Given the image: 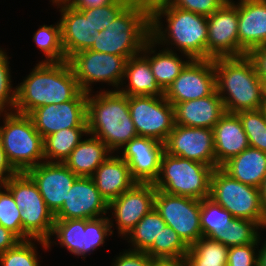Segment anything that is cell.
<instances>
[{
	"label": "cell",
	"instance_id": "ee69618b",
	"mask_svg": "<svg viewBox=\"0 0 266 266\" xmlns=\"http://www.w3.org/2000/svg\"><path fill=\"white\" fill-rule=\"evenodd\" d=\"M258 245L250 243L229 247L227 266H258Z\"/></svg>",
	"mask_w": 266,
	"mask_h": 266
},
{
	"label": "cell",
	"instance_id": "f5cc1de1",
	"mask_svg": "<svg viewBox=\"0 0 266 266\" xmlns=\"http://www.w3.org/2000/svg\"><path fill=\"white\" fill-rule=\"evenodd\" d=\"M152 266H188L185 257L181 259H154Z\"/></svg>",
	"mask_w": 266,
	"mask_h": 266
},
{
	"label": "cell",
	"instance_id": "8992f818",
	"mask_svg": "<svg viewBox=\"0 0 266 266\" xmlns=\"http://www.w3.org/2000/svg\"><path fill=\"white\" fill-rule=\"evenodd\" d=\"M1 116L0 141L12 167L22 173L44 162L43 137L31 118L16 112L0 113Z\"/></svg>",
	"mask_w": 266,
	"mask_h": 266
},
{
	"label": "cell",
	"instance_id": "2e32d148",
	"mask_svg": "<svg viewBox=\"0 0 266 266\" xmlns=\"http://www.w3.org/2000/svg\"><path fill=\"white\" fill-rule=\"evenodd\" d=\"M164 150L216 169L213 129L174 125L164 142Z\"/></svg>",
	"mask_w": 266,
	"mask_h": 266
},
{
	"label": "cell",
	"instance_id": "4316f807",
	"mask_svg": "<svg viewBox=\"0 0 266 266\" xmlns=\"http://www.w3.org/2000/svg\"><path fill=\"white\" fill-rule=\"evenodd\" d=\"M220 168L231 178L260 188L266 174V153L249 146Z\"/></svg>",
	"mask_w": 266,
	"mask_h": 266
},
{
	"label": "cell",
	"instance_id": "e575fe53",
	"mask_svg": "<svg viewBox=\"0 0 266 266\" xmlns=\"http://www.w3.org/2000/svg\"><path fill=\"white\" fill-rule=\"evenodd\" d=\"M33 41L38 49L43 52L45 59L39 62H63L68 61L62 46L61 26L58 21L52 25H42L34 33Z\"/></svg>",
	"mask_w": 266,
	"mask_h": 266
},
{
	"label": "cell",
	"instance_id": "8fae6325",
	"mask_svg": "<svg viewBox=\"0 0 266 266\" xmlns=\"http://www.w3.org/2000/svg\"><path fill=\"white\" fill-rule=\"evenodd\" d=\"M128 104L138 136L164 143L175 125L174 106L165 96H128Z\"/></svg>",
	"mask_w": 266,
	"mask_h": 266
},
{
	"label": "cell",
	"instance_id": "94428289",
	"mask_svg": "<svg viewBox=\"0 0 266 266\" xmlns=\"http://www.w3.org/2000/svg\"><path fill=\"white\" fill-rule=\"evenodd\" d=\"M264 228L266 229V220H265V223H264V226H263V229H264Z\"/></svg>",
	"mask_w": 266,
	"mask_h": 266
},
{
	"label": "cell",
	"instance_id": "ab89813d",
	"mask_svg": "<svg viewBox=\"0 0 266 266\" xmlns=\"http://www.w3.org/2000/svg\"><path fill=\"white\" fill-rule=\"evenodd\" d=\"M0 225L14 233L21 241L30 240L23 232L20 209L5 186L0 190Z\"/></svg>",
	"mask_w": 266,
	"mask_h": 266
},
{
	"label": "cell",
	"instance_id": "db71d44e",
	"mask_svg": "<svg viewBox=\"0 0 266 266\" xmlns=\"http://www.w3.org/2000/svg\"><path fill=\"white\" fill-rule=\"evenodd\" d=\"M265 239L263 241L260 236L258 238L259 245L262 244L260 249H258V266H266V240ZM261 241H263V243Z\"/></svg>",
	"mask_w": 266,
	"mask_h": 266
},
{
	"label": "cell",
	"instance_id": "4fadbf2b",
	"mask_svg": "<svg viewBox=\"0 0 266 266\" xmlns=\"http://www.w3.org/2000/svg\"><path fill=\"white\" fill-rule=\"evenodd\" d=\"M215 90L214 59H191L166 89L164 96L174 106L207 97Z\"/></svg>",
	"mask_w": 266,
	"mask_h": 266
},
{
	"label": "cell",
	"instance_id": "e0dca14e",
	"mask_svg": "<svg viewBox=\"0 0 266 266\" xmlns=\"http://www.w3.org/2000/svg\"><path fill=\"white\" fill-rule=\"evenodd\" d=\"M207 59L239 57L238 2L228 0L207 17Z\"/></svg>",
	"mask_w": 266,
	"mask_h": 266
},
{
	"label": "cell",
	"instance_id": "cb8c5ba5",
	"mask_svg": "<svg viewBox=\"0 0 266 266\" xmlns=\"http://www.w3.org/2000/svg\"><path fill=\"white\" fill-rule=\"evenodd\" d=\"M216 168L247 149L248 137L237 114L225 113L213 127Z\"/></svg>",
	"mask_w": 266,
	"mask_h": 266
},
{
	"label": "cell",
	"instance_id": "f35d334b",
	"mask_svg": "<svg viewBox=\"0 0 266 266\" xmlns=\"http://www.w3.org/2000/svg\"><path fill=\"white\" fill-rule=\"evenodd\" d=\"M248 137L249 145L266 153V115L263 109L237 113Z\"/></svg>",
	"mask_w": 266,
	"mask_h": 266
},
{
	"label": "cell",
	"instance_id": "91938a15",
	"mask_svg": "<svg viewBox=\"0 0 266 266\" xmlns=\"http://www.w3.org/2000/svg\"><path fill=\"white\" fill-rule=\"evenodd\" d=\"M2 188H4V185H3V184H0V190H1Z\"/></svg>",
	"mask_w": 266,
	"mask_h": 266
},
{
	"label": "cell",
	"instance_id": "83f0119b",
	"mask_svg": "<svg viewBox=\"0 0 266 266\" xmlns=\"http://www.w3.org/2000/svg\"><path fill=\"white\" fill-rule=\"evenodd\" d=\"M63 162L78 177H91L96 169L112 154L99 138L88 134Z\"/></svg>",
	"mask_w": 266,
	"mask_h": 266
},
{
	"label": "cell",
	"instance_id": "f546056e",
	"mask_svg": "<svg viewBox=\"0 0 266 266\" xmlns=\"http://www.w3.org/2000/svg\"><path fill=\"white\" fill-rule=\"evenodd\" d=\"M86 135L88 127H75L46 136L43 139L45 162L63 163Z\"/></svg>",
	"mask_w": 266,
	"mask_h": 266
},
{
	"label": "cell",
	"instance_id": "9c48e42d",
	"mask_svg": "<svg viewBox=\"0 0 266 266\" xmlns=\"http://www.w3.org/2000/svg\"><path fill=\"white\" fill-rule=\"evenodd\" d=\"M210 198L234 218L258 222L264 226L266 215L261 206L260 189L231 178L220 167L211 175Z\"/></svg>",
	"mask_w": 266,
	"mask_h": 266
},
{
	"label": "cell",
	"instance_id": "f1b7e54d",
	"mask_svg": "<svg viewBox=\"0 0 266 266\" xmlns=\"http://www.w3.org/2000/svg\"><path fill=\"white\" fill-rule=\"evenodd\" d=\"M156 46V42L150 38L141 53L149 60L155 80L165 92L191 59L185 60L182 56L177 55L176 51L164 48L157 51Z\"/></svg>",
	"mask_w": 266,
	"mask_h": 266
},
{
	"label": "cell",
	"instance_id": "74e56055",
	"mask_svg": "<svg viewBox=\"0 0 266 266\" xmlns=\"http://www.w3.org/2000/svg\"><path fill=\"white\" fill-rule=\"evenodd\" d=\"M259 229L262 231L263 227L258 222L234 218L224 229L222 244L231 247L259 243L258 238L261 236Z\"/></svg>",
	"mask_w": 266,
	"mask_h": 266
},
{
	"label": "cell",
	"instance_id": "ba28073f",
	"mask_svg": "<svg viewBox=\"0 0 266 266\" xmlns=\"http://www.w3.org/2000/svg\"><path fill=\"white\" fill-rule=\"evenodd\" d=\"M4 186L11 192L20 209L23 232L30 239L48 241L55 217L47 207L36 183L26 173H17Z\"/></svg>",
	"mask_w": 266,
	"mask_h": 266
},
{
	"label": "cell",
	"instance_id": "681fc988",
	"mask_svg": "<svg viewBox=\"0 0 266 266\" xmlns=\"http://www.w3.org/2000/svg\"><path fill=\"white\" fill-rule=\"evenodd\" d=\"M18 172L12 167L7 159L6 153L0 141V184H5L12 176Z\"/></svg>",
	"mask_w": 266,
	"mask_h": 266
},
{
	"label": "cell",
	"instance_id": "d6986e66",
	"mask_svg": "<svg viewBox=\"0 0 266 266\" xmlns=\"http://www.w3.org/2000/svg\"><path fill=\"white\" fill-rule=\"evenodd\" d=\"M119 152L117 154L128 164L131 177L136 183L154 184L160 173L161 158L165 152L164 143L137 136Z\"/></svg>",
	"mask_w": 266,
	"mask_h": 266
},
{
	"label": "cell",
	"instance_id": "6da1fadb",
	"mask_svg": "<svg viewBox=\"0 0 266 266\" xmlns=\"http://www.w3.org/2000/svg\"><path fill=\"white\" fill-rule=\"evenodd\" d=\"M80 91L68 61L38 62L16 86L14 112L28 115L41 106L72 100Z\"/></svg>",
	"mask_w": 266,
	"mask_h": 266
},
{
	"label": "cell",
	"instance_id": "5bb4252c",
	"mask_svg": "<svg viewBox=\"0 0 266 266\" xmlns=\"http://www.w3.org/2000/svg\"><path fill=\"white\" fill-rule=\"evenodd\" d=\"M156 188L153 183H135L118 198L109 202L108 213L115 220H109L111 229L114 221L118 236L124 238L127 233L155 207ZM113 210V211H112Z\"/></svg>",
	"mask_w": 266,
	"mask_h": 266
},
{
	"label": "cell",
	"instance_id": "9a60e30c",
	"mask_svg": "<svg viewBox=\"0 0 266 266\" xmlns=\"http://www.w3.org/2000/svg\"><path fill=\"white\" fill-rule=\"evenodd\" d=\"M87 96L80 91L72 100L41 106L28 116L43 139L62 129L87 127Z\"/></svg>",
	"mask_w": 266,
	"mask_h": 266
},
{
	"label": "cell",
	"instance_id": "60d3db41",
	"mask_svg": "<svg viewBox=\"0 0 266 266\" xmlns=\"http://www.w3.org/2000/svg\"><path fill=\"white\" fill-rule=\"evenodd\" d=\"M109 217L102 216L94 219H85V246L83 258L105 244V239L114 234Z\"/></svg>",
	"mask_w": 266,
	"mask_h": 266
},
{
	"label": "cell",
	"instance_id": "4dcf8cb0",
	"mask_svg": "<svg viewBox=\"0 0 266 266\" xmlns=\"http://www.w3.org/2000/svg\"><path fill=\"white\" fill-rule=\"evenodd\" d=\"M167 224L155 207L147 213L124 237L130 250L146 252L158 240ZM127 237V238H126Z\"/></svg>",
	"mask_w": 266,
	"mask_h": 266
},
{
	"label": "cell",
	"instance_id": "f907efd6",
	"mask_svg": "<svg viewBox=\"0 0 266 266\" xmlns=\"http://www.w3.org/2000/svg\"><path fill=\"white\" fill-rule=\"evenodd\" d=\"M21 240L11 231L0 225V256L15 247Z\"/></svg>",
	"mask_w": 266,
	"mask_h": 266
},
{
	"label": "cell",
	"instance_id": "816d5d0a",
	"mask_svg": "<svg viewBox=\"0 0 266 266\" xmlns=\"http://www.w3.org/2000/svg\"><path fill=\"white\" fill-rule=\"evenodd\" d=\"M114 1L115 0H70L67 4H70L76 10H80L112 4Z\"/></svg>",
	"mask_w": 266,
	"mask_h": 266
},
{
	"label": "cell",
	"instance_id": "d6a6232c",
	"mask_svg": "<svg viewBox=\"0 0 266 266\" xmlns=\"http://www.w3.org/2000/svg\"><path fill=\"white\" fill-rule=\"evenodd\" d=\"M233 219V215L212 198L201 200L200 226L203 237L222 243L224 229Z\"/></svg>",
	"mask_w": 266,
	"mask_h": 266
},
{
	"label": "cell",
	"instance_id": "8d00e7d4",
	"mask_svg": "<svg viewBox=\"0 0 266 266\" xmlns=\"http://www.w3.org/2000/svg\"><path fill=\"white\" fill-rule=\"evenodd\" d=\"M48 250L47 242L39 239L20 241L15 247L8 249L0 256V266H41L37 245ZM39 243V244H38Z\"/></svg>",
	"mask_w": 266,
	"mask_h": 266
},
{
	"label": "cell",
	"instance_id": "7a4b0ae2",
	"mask_svg": "<svg viewBox=\"0 0 266 266\" xmlns=\"http://www.w3.org/2000/svg\"><path fill=\"white\" fill-rule=\"evenodd\" d=\"M87 96L88 134L102 140L115 154L133 138L137 137L131 119L128 96L119 90L100 89Z\"/></svg>",
	"mask_w": 266,
	"mask_h": 266
},
{
	"label": "cell",
	"instance_id": "ffe728a7",
	"mask_svg": "<svg viewBox=\"0 0 266 266\" xmlns=\"http://www.w3.org/2000/svg\"><path fill=\"white\" fill-rule=\"evenodd\" d=\"M36 183L47 207L55 214L78 178L64 163L42 162L26 172Z\"/></svg>",
	"mask_w": 266,
	"mask_h": 266
},
{
	"label": "cell",
	"instance_id": "1f68e13d",
	"mask_svg": "<svg viewBox=\"0 0 266 266\" xmlns=\"http://www.w3.org/2000/svg\"><path fill=\"white\" fill-rule=\"evenodd\" d=\"M55 236L56 241L52 240ZM53 245H60L75 256H82L85 246V219L55 220L50 239L47 241L48 249Z\"/></svg>",
	"mask_w": 266,
	"mask_h": 266
},
{
	"label": "cell",
	"instance_id": "b9f144b4",
	"mask_svg": "<svg viewBox=\"0 0 266 266\" xmlns=\"http://www.w3.org/2000/svg\"><path fill=\"white\" fill-rule=\"evenodd\" d=\"M129 5L128 0H115L112 4L100 7L80 9L79 11L89 19L92 31H103Z\"/></svg>",
	"mask_w": 266,
	"mask_h": 266
},
{
	"label": "cell",
	"instance_id": "7bdbcfd3",
	"mask_svg": "<svg viewBox=\"0 0 266 266\" xmlns=\"http://www.w3.org/2000/svg\"><path fill=\"white\" fill-rule=\"evenodd\" d=\"M9 58L0 48V113H12L16 105V87L12 85Z\"/></svg>",
	"mask_w": 266,
	"mask_h": 266
},
{
	"label": "cell",
	"instance_id": "f6af8a7d",
	"mask_svg": "<svg viewBox=\"0 0 266 266\" xmlns=\"http://www.w3.org/2000/svg\"><path fill=\"white\" fill-rule=\"evenodd\" d=\"M227 1L228 0H173L172 6L208 17L220 9Z\"/></svg>",
	"mask_w": 266,
	"mask_h": 266
},
{
	"label": "cell",
	"instance_id": "7c38bea8",
	"mask_svg": "<svg viewBox=\"0 0 266 266\" xmlns=\"http://www.w3.org/2000/svg\"><path fill=\"white\" fill-rule=\"evenodd\" d=\"M155 209L188 247L203 237L200 226L201 200L156 189Z\"/></svg>",
	"mask_w": 266,
	"mask_h": 266
},
{
	"label": "cell",
	"instance_id": "836d02e7",
	"mask_svg": "<svg viewBox=\"0 0 266 266\" xmlns=\"http://www.w3.org/2000/svg\"><path fill=\"white\" fill-rule=\"evenodd\" d=\"M229 247L207 237L189 247L185 260L188 266H227Z\"/></svg>",
	"mask_w": 266,
	"mask_h": 266
},
{
	"label": "cell",
	"instance_id": "bcb514c9",
	"mask_svg": "<svg viewBox=\"0 0 266 266\" xmlns=\"http://www.w3.org/2000/svg\"><path fill=\"white\" fill-rule=\"evenodd\" d=\"M113 258L112 266H152L154 259H152L146 252H139L134 250H125Z\"/></svg>",
	"mask_w": 266,
	"mask_h": 266
},
{
	"label": "cell",
	"instance_id": "30bf717a",
	"mask_svg": "<svg viewBox=\"0 0 266 266\" xmlns=\"http://www.w3.org/2000/svg\"><path fill=\"white\" fill-rule=\"evenodd\" d=\"M68 62L81 91L92 92L97 82L119 90L122 85L127 58L123 56L84 50L72 55Z\"/></svg>",
	"mask_w": 266,
	"mask_h": 266
},
{
	"label": "cell",
	"instance_id": "ac0fdd59",
	"mask_svg": "<svg viewBox=\"0 0 266 266\" xmlns=\"http://www.w3.org/2000/svg\"><path fill=\"white\" fill-rule=\"evenodd\" d=\"M108 205L91 177H78L54 217L55 220L94 219L106 216Z\"/></svg>",
	"mask_w": 266,
	"mask_h": 266
},
{
	"label": "cell",
	"instance_id": "3957f363",
	"mask_svg": "<svg viewBox=\"0 0 266 266\" xmlns=\"http://www.w3.org/2000/svg\"><path fill=\"white\" fill-rule=\"evenodd\" d=\"M207 30L206 16L170 6L151 19L150 33L158 48L166 44L164 49L175 51V47L185 59H207Z\"/></svg>",
	"mask_w": 266,
	"mask_h": 266
},
{
	"label": "cell",
	"instance_id": "680465c9",
	"mask_svg": "<svg viewBox=\"0 0 266 266\" xmlns=\"http://www.w3.org/2000/svg\"><path fill=\"white\" fill-rule=\"evenodd\" d=\"M262 109H263V111H264V113L266 115V103H263Z\"/></svg>",
	"mask_w": 266,
	"mask_h": 266
},
{
	"label": "cell",
	"instance_id": "277c9868",
	"mask_svg": "<svg viewBox=\"0 0 266 266\" xmlns=\"http://www.w3.org/2000/svg\"><path fill=\"white\" fill-rule=\"evenodd\" d=\"M214 69L216 90L225 112L237 114L262 108L261 78L248 55L215 58Z\"/></svg>",
	"mask_w": 266,
	"mask_h": 266
},
{
	"label": "cell",
	"instance_id": "5b68a950",
	"mask_svg": "<svg viewBox=\"0 0 266 266\" xmlns=\"http://www.w3.org/2000/svg\"><path fill=\"white\" fill-rule=\"evenodd\" d=\"M151 20L136 8L128 5L108 27L93 38L89 50L130 57L142 52L151 38Z\"/></svg>",
	"mask_w": 266,
	"mask_h": 266
},
{
	"label": "cell",
	"instance_id": "52a82bcc",
	"mask_svg": "<svg viewBox=\"0 0 266 266\" xmlns=\"http://www.w3.org/2000/svg\"><path fill=\"white\" fill-rule=\"evenodd\" d=\"M213 170V167L203 163L164 152L154 186L168 194L202 200L210 197Z\"/></svg>",
	"mask_w": 266,
	"mask_h": 266
},
{
	"label": "cell",
	"instance_id": "d4e9b609",
	"mask_svg": "<svg viewBox=\"0 0 266 266\" xmlns=\"http://www.w3.org/2000/svg\"><path fill=\"white\" fill-rule=\"evenodd\" d=\"M91 178L108 203L136 183L131 177L128 164L117 153L116 155L112 153L96 169Z\"/></svg>",
	"mask_w": 266,
	"mask_h": 266
},
{
	"label": "cell",
	"instance_id": "603a6c76",
	"mask_svg": "<svg viewBox=\"0 0 266 266\" xmlns=\"http://www.w3.org/2000/svg\"><path fill=\"white\" fill-rule=\"evenodd\" d=\"M225 113L217 90L207 97L174 105L175 124L181 126L213 129Z\"/></svg>",
	"mask_w": 266,
	"mask_h": 266
},
{
	"label": "cell",
	"instance_id": "6f0895ef",
	"mask_svg": "<svg viewBox=\"0 0 266 266\" xmlns=\"http://www.w3.org/2000/svg\"><path fill=\"white\" fill-rule=\"evenodd\" d=\"M50 2L53 3H56V2H63V3H66V0H50Z\"/></svg>",
	"mask_w": 266,
	"mask_h": 266
},
{
	"label": "cell",
	"instance_id": "c3c4849f",
	"mask_svg": "<svg viewBox=\"0 0 266 266\" xmlns=\"http://www.w3.org/2000/svg\"><path fill=\"white\" fill-rule=\"evenodd\" d=\"M248 56L253 60L259 77L266 78V45L255 48Z\"/></svg>",
	"mask_w": 266,
	"mask_h": 266
},
{
	"label": "cell",
	"instance_id": "7402d4cb",
	"mask_svg": "<svg viewBox=\"0 0 266 266\" xmlns=\"http://www.w3.org/2000/svg\"><path fill=\"white\" fill-rule=\"evenodd\" d=\"M57 9L60 8V26L62 46L68 60L77 52L89 50L93 45V38L98 35L92 31L89 19L73 6L63 2H56Z\"/></svg>",
	"mask_w": 266,
	"mask_h": 266
},
{
	"label": "cell",
	"instance_id": "11a10c76",
	"mask_svg": "<svg viewBox=\"0 0 266 266\" xmlns=\"http://www.w3.org/2000/svg\"><path fill=\"white\" fill-rule=\"evenodd\" d=\"M259 189H260V197H261V206L264 211V214L266 215V174Z\"/></svg>",
	"mask_w": 266,
	"mask_h": 266
},
{
	"label": "cell",
	"instance_id": "7dc6e473",
	"mask_svg": "<svg viewBox=\"0 0 266 266\" xmlns=\"http://www.w3.org/2000/svg\"><path fill=\"white\" fill-rule=\"evenodd\" d=\"M128 2L151 20L159 11L172 6L173 0H128Z\"/></svg>",
	"mask_w": 266,
	"mask_h": 266
},
{
	"label": "cell",
	"instance_id": "484cf974",
	"mask_svg": "<svg viewBox=\"0 0 266 266\" xmlns=\"http://www.w3.org/2000/svg\"><path fill=\"white\" fill-rule=\"evenodd\" d=\"M119 91L126 96H164V91L157 84L151 71L149 60L142 53L127 59Z\"/></svg>",
	"mask_w": 266,
	"mask_h": 266
},
{
	"label": "cell",
	"instance_id": "44dd1931",
	"mask_svg": "<svg viewBox=\"0 0 266 266\" xmlns=\"http://www.w3.org/2000/svg\"><path fill=\"white\" fill-rule=\"evenodd\" d=\"M237 1L240 57L266 45V0Z\"/></svg>",
	"mask_w": 266,
	"mask_h": 266
},
{
	"label": "cell",
	"instance_id": "d590c367",
	"mask_svg": "<svg viewBox=\"0 0 266 266\" xmlns=\"http://www.w3.org/2000/svg\"><path fill=\"white\" fill-rule=\"evenodd\" d=\"M189 247L171 227H164L158 240L146 251L152 259H181Z\"/></svg>",
	"mask_w": 266,
	"mask_h": 266
},
{
	"label": "cell",
	"instance_id": "9f6ffc18",
	"mask_svg": "<svg viewBox=\"0 0 266 266\" xmlns=\"http://www.w3.org/2000/svg\"><path fill=\"white\" fill-rule=\"evenodd\" d=\"M263 103H266V78L261 79Z\"/></svg>",
	"mask_w": 266,
	"mask_h": 266
}]
</instances>
